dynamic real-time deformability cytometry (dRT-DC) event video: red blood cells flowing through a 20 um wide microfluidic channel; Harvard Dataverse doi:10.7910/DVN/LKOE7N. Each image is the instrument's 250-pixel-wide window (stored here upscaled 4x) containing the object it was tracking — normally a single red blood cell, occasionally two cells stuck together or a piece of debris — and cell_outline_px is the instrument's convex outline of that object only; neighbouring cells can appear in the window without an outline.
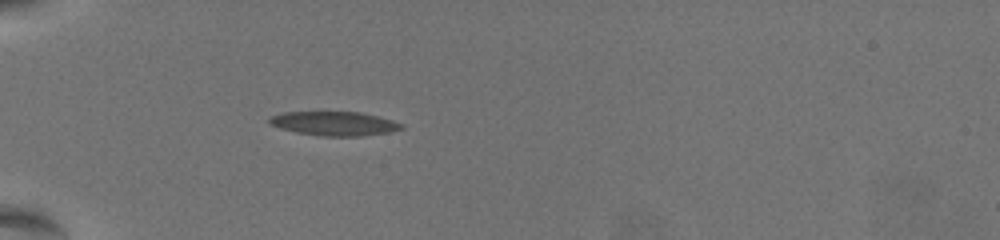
{"species": "common noctule bat (a hibernating species)", "species_latin": "Nyctalus noctula", "temperature_condition": "warm", "stored_images_in_passage": 27, "camera_frame_rate_fps": 3000, "um_per_image_px": 0.085, "animal": {"sex": "female", "body_mass_g": 19.5, "forearm_length_mm": 54.1}, "frame": {"image": 1, "passage_image": 22, "time_ms": 7.0, "image_size_px": [1000, 240], "cell_outline_px": [[404, 128], [388, 132], [360, 136], [324, 136], [296, 132], [280, 128], [268, 124], [268, 116], [284, 112], [360, 112], [392, 120], [404, 124]], "centroid_in_image_um": [28.37, 10.49], "position_along_channel_um": 56.6, "area_um2": 18.5}}
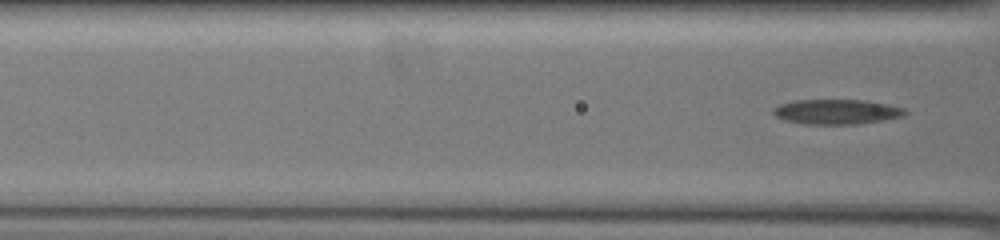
{"frame": {"image": 2, "passage_image": 27, "time_ms": 8.667, "image_size_px": [1000, 240], "cell_outline_px": [[908, 112], [904, 116], [884, 120], [860, 124], [804, 124], [784, 120], [776, 116], [772, 112], [772, 108], [780, 104], [796, 100], [864, 100], [888, 104], [904, 108]], "centroid_in_image_um": [71.12, 9.5], "position_along_channel_um": 95.5, "area_um2": 19.25}}